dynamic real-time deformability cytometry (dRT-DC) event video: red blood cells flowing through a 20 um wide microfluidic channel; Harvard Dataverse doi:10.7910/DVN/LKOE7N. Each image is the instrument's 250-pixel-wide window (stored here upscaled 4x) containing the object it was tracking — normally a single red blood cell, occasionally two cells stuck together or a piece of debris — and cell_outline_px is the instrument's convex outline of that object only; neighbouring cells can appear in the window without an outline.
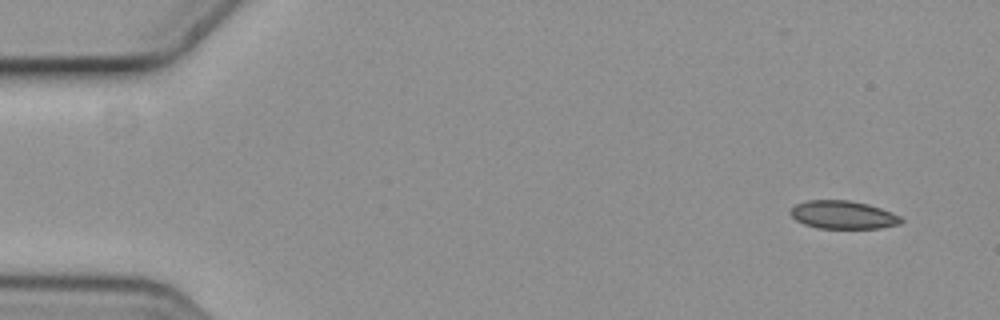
{"species": "common noctule bat (a hibernating species)", "species_latin": "Nyctalus noctula", "temperature_condition": "cold", "stored_images_in_passage": 4, "camera_frame_rate_fps": 3000, "um_per_image_px": 0.085, "animal": {"sex": "female", "body_mass_g": 19.3, "forearm_length_mm": 54.1}, "frame": {"image": 1, "passage_image": 1, "time_ms": 0.0, "image_size_px": [1000, 320], "cell_outline_px": [[904, 220], [900, 224], [880, 228], [816, 228], [804, 224], [796, 220], [788, 212], [796, 204], [808, 200], [848, 200], [868, 204], [892, 212], [900, 216]], "centroid_in_image_um": [71.66, 18.26], "position_along_channel_um": 13.3, "area_um2": 18.15}}
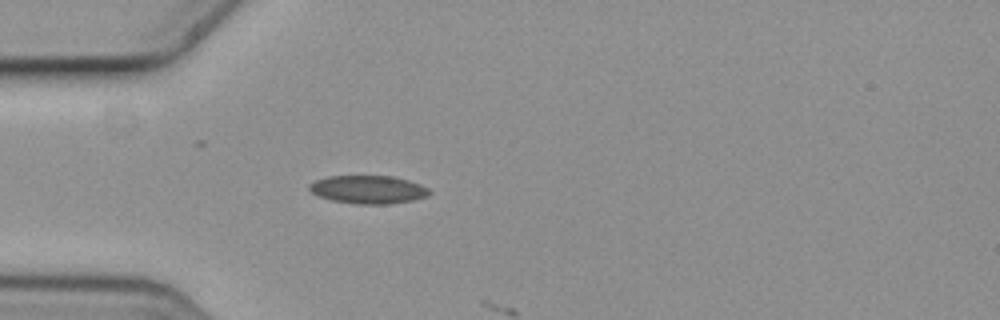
{"frame": {"image": 2, "passage_image": 4, "time_ms": 1.0, "image_size_px": [1000, 320], "cell_outline_px": [[432, 192], [428, 196], [412, 200], [388, 204], [356, 204], [332, 200], [320, 196], [312, 192], [308, 188], [308, 184], [316, 180], [328, 176], [392, 176], [408, 180], [420, 184], [428, 188]], "centroid_in_image_um": [31.31, 16.11], "position_along_channel_um": 53.7, "area_um2": 19.65}}